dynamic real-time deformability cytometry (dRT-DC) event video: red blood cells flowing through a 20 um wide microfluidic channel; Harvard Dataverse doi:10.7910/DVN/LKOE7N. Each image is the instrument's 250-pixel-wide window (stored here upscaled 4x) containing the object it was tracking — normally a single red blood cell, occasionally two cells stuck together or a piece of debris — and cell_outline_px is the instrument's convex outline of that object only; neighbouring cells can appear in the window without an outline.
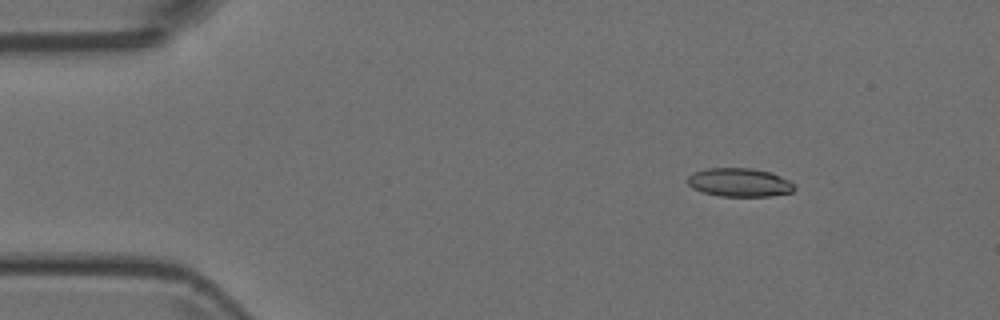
{"species": "Egyptian fruit bat (a non-hibernating species)", "species_latin": "Rousettus aegyptiacus", "temperature_condition": "room temperature", "stored_images_in_passage": 8, "camera_frame_rate_fps": 3000, "um_per_image_px": 0.085, "animal": {"sex": "female"}, "frame": {"image": 1, "passage_image": 2, "time_ms": 0.333, "image_size_px": [1000, 320], "cell_outline_px": [[796, 188], [792, 192], [772, 196], [720, 196], [704, 192], [692, 188], [688, 184], [688, 176], [692, 172], [708, 168], [752, 168], [772, 172], [788, 180]], "centroid_in_image_um": [62.85, 15.5], "position_along_channel_um": 22.1, "area_um2": 17.8}}
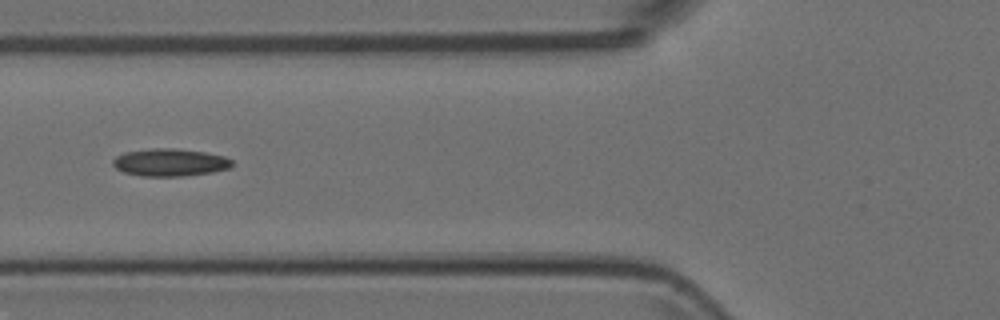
{"frame": {"image": 2, "passage_image": 5, "time_ms": 1.333, "image_size_px": [1000, 320], "cell_outline_px": [[232, 164], [228, 168], [212, 172], [184, 176], [140, 176], [124, 172], [116, 168], [112, 164], [112, 160], [116, 156], [124, 152], [152, 148], [172, 148], [204, 152], [224, 156], [232, 160]], "centroid_in_image_um": [14.41, 13.8], "position_along_channel_um": 111.4, "area_um2": 19.07}}
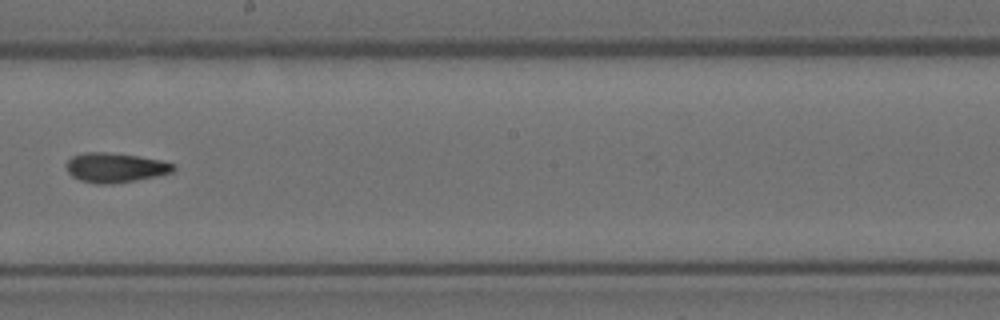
{"frame": {"image": 3, "passage_image": 8, "time_ms": 2.333, "image_size_px": [1000, 320], "cell_outline_px": [[176, 168], [172, 172], [156, 176], [136, 180], [112, 184], [96, 184], [80, 180], [72, 176], [68, 172], [68, 160], [72, 156], [84, 152], [104, 152], [136, 156], [160, 160], [172, 164]], "centroid_in_image_um": [9.78, 14.25], "position_along_channel_um": 238.4, "area_um2": 18.21}}